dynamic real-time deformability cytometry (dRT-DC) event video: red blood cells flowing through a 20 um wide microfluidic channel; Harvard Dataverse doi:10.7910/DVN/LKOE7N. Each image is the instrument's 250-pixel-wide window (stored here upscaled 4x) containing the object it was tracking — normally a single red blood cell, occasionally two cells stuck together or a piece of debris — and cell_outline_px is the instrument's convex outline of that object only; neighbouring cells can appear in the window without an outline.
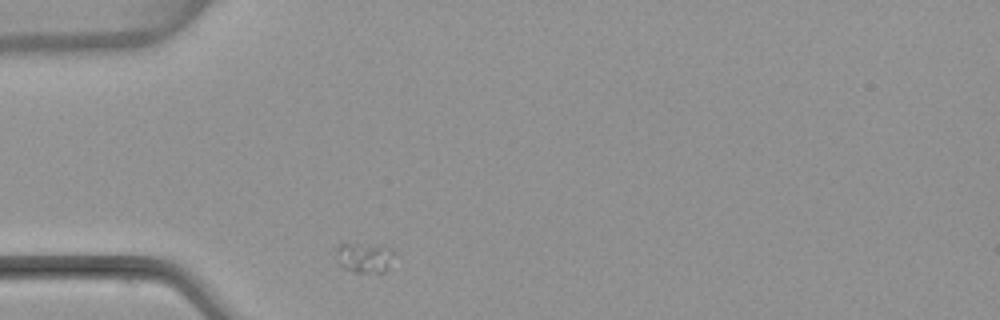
{"species": "common noctule bat (a hibernating species)", "species_latin": "Nyctalus noctula", "temperature_condition": "warm", "stored_images_in_passage": 1, "camera_frame_rate_fps": 3000, "um_per_image_px": 0.085, "animal": {"sex": "female", "body_mass_g": 22.7, "forearm_length_mm": 54.2}, "frame": {"image": 1, "passage_image": 1, "time_ms": 0.0, "image_size_px": [1000, 320], "cell_outline_px": [[392, 252], [384, 272], [356, 272], [344, 268], [340, 264], [336, 252], [336, 248], [344, 240], [384, 244]], "centroid_in_image_um": [30.88, 21.79], "position_along_channel_um": 54.1, "area_um2": 10.35}}